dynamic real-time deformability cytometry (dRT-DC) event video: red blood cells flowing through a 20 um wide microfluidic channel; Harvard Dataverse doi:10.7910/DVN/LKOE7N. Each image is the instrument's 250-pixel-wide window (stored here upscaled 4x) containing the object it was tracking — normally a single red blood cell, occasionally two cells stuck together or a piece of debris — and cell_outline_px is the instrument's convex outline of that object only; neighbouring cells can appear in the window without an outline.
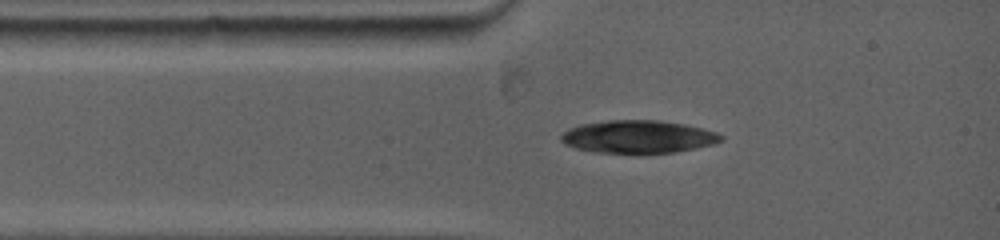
{"species": "common noctule bat (a hibernating species)", "species_latin": "Nyctalus noctula", "temperature_condition": "warm", "stored_images_in_passage": 2, "camera_frame_rate_fps": 5000, "um_per_image_px": 0.085, "animal": {"sex": "female", "body_mass_g": 19.0, "forearm_length_mm": 53.3}, "frame": {"image": 1, "passage_image": 1, "time_ms": 0.0, "image_size_px": [1000, 240], "cell_outline_px": [[724, 140], [716, 144], [676, 152], [644, 156], [592, 152], [576, 148], [564, 144], [560, 140], [560, 136], [568, 128], [580, 124], [608, 120], [660, 120], [684, 124], [716, 132], [724, 136]], "centroid_in_image_um": [54.24, 11.67], "position_along_channel_um": 30.8, "area_um2": 31.73}}